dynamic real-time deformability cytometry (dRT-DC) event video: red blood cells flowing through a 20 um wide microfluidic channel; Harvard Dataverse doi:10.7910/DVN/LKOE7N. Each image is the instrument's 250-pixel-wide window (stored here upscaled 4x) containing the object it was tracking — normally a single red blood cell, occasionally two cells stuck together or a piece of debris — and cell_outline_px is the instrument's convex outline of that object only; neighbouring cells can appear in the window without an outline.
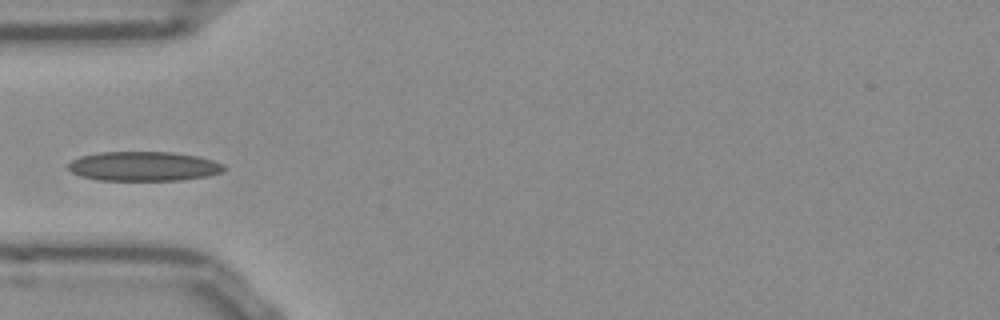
{"species": "Egyptian fruit bat (a non-hibernating species)", "species_latin": "Rousettus aegyptiacus", "temperature_condition": "room temperature", "stored_images_in_passage": 37, "camera_frame_rate_fps": 3000, "um_per_image_px": 0.085, "frame": {"image": 1, "passage_image": 1, "time_ms": 0.0, "image_size_px": [1000, 320], "cell_outline_px": [[228, 168], [224, 172], [208, 176], [180, 180], [96, 180], [80, 176], [72, 172], [68, 168], [68, 164], [72, 160], [80, 156], [100, 152], [172, 152], [196, 156], [212, 160], [224, 164]], "centroid_in_image_um": [12.23, 14.14], "position_along_channel_um": 72.8, "area_um2": 26.88}}
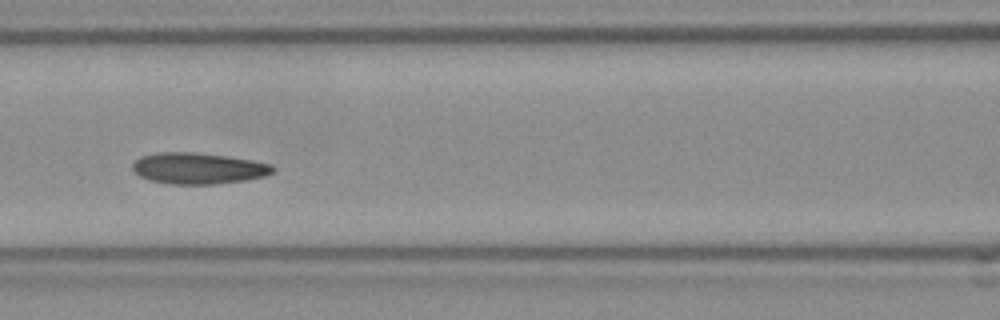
{"frame": {"image": 2, "passage_image": 7, "time_ms": 2.0, "image_size_px": [1000, 320], "cell_outline_px": [[276, 168], [272, 172], [264, 176], [244, 180], [216, 184], [172, 184], [152, 180], [140, 176], [132, 168], [132, 164], [140, 156], [156, 152], [196, 152], [228, 156], [252, 160], [272, 164]], "centroid_in_image_um": [16.86, 14.29], "position_along_channel_um": 149.7, "area_um2": 25.49}}
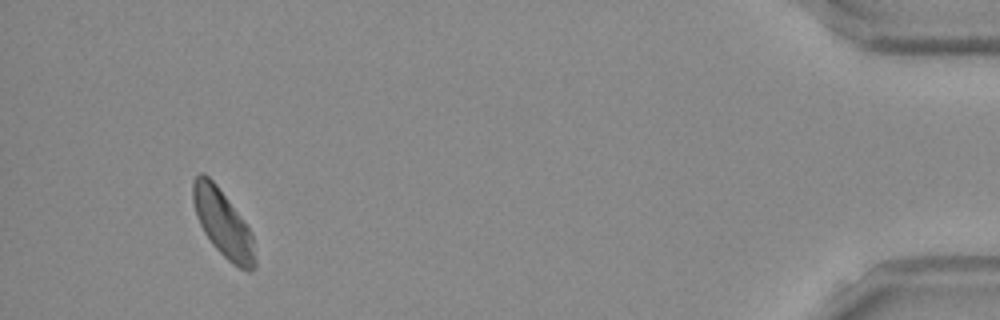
{"frame": {"image": 3, "passage_image": 34, "time_ms": 11.0, "image_size_px": [1000, 320], "cell_outline_px": [[256, 268], [252, 272], [248, 272], [232, 264], [212, 244], [204, 232], [200, 224], [192, 200], [192, 180], [200, 172], [204, 172], [216, 184], [252, 232], [256, 260]], "centroid_in_image_um": [18.96, 19.01], "position_along_channel_um": 416.2, "area_um2": 24.16}}